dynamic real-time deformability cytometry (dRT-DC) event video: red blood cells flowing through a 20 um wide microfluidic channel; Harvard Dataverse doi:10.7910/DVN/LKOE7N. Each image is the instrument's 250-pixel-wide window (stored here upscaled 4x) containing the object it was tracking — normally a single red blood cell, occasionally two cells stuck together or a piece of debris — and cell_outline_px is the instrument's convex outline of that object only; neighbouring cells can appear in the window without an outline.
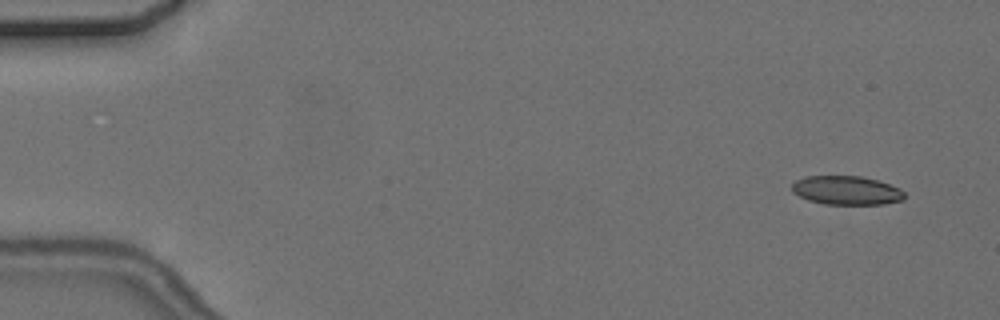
{"species": "common noctule bat (a hibernating species)", "species_latin": "Nyctalus noctula", "temperature_condition": "cold", "stored_images_in_passage": 4, "camera_frame_rate_fps": 3000, "um_per_image_px": 0.085, "animal": {"sex": "female", "body_mass_g": 24.6, "forearm_length_mm": 56.2}, "frame": {"image": 1, "passage_image": 1, "time_ms": 0.0, "image_size_px": [1000, 320], "cell_outline_px": [[908, 196], [904, 200], [884, 204], [824, 204], [808, 200], [792, 192], [792, 184], [796, 180], [804, 176], [860, 176], [876, 180], [900, 188]], "centroid_in_image_um": [71.97, 16.18], "position_along_channel_um": 13.0, "area_um2": 19.02}}
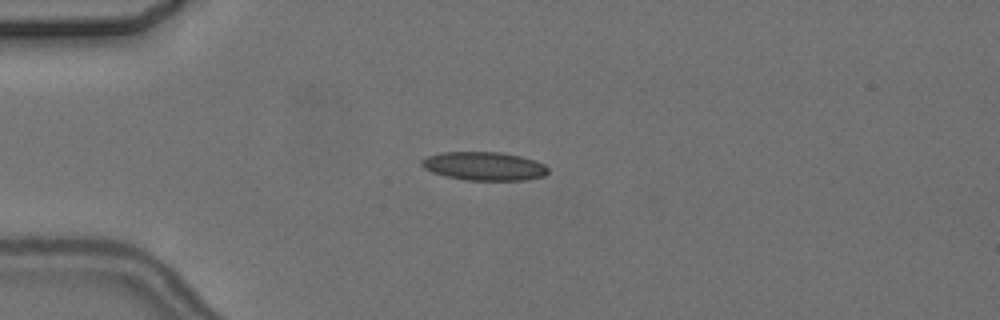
{"frame": {"image": 2, "passage_image": 4, "time_ms": 3.667, "image_size_px": [1000, 320], "cell_outline_px": [[548, 172], [544, 176], [524, 180], [464, 180], [444, 176], [432, 172], [424, 168], [420, 164], [420, 160], [428, 156], [440, 152], [500, 152], [520, 156], [536, 160], [544, 164], [548, 168]], "centroid_in_image_um": [41.13, 14.12], "position_along_channel_um": 43.9, "area_um2": 21.15}}